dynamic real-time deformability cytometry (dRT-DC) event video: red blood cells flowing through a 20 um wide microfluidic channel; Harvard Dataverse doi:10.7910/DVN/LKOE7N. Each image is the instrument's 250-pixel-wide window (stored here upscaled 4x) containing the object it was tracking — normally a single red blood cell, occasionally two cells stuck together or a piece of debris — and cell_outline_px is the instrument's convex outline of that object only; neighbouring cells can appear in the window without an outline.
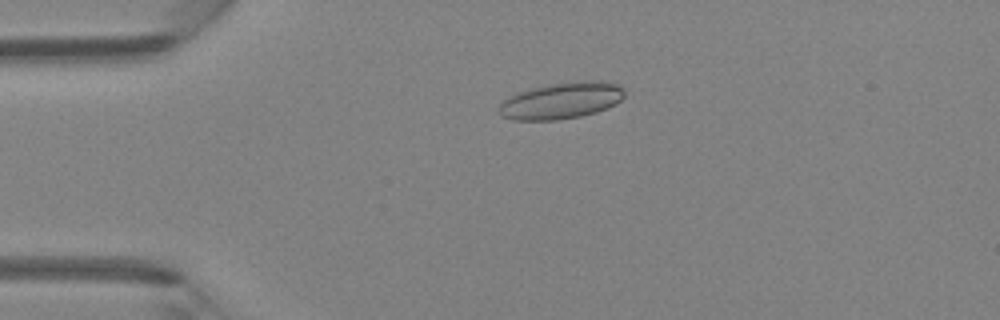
{"species": "Egyptian fruit bat (a non-hibernating species)", "species_latin": "Rousettus aegyptiacus", "temperature_condition": "room temperature", "stored_images_in_passage": 47, "camera_frame_rate_fps": 3000, "um_per_image_px": 0.085, "animal": {"sex": "female"}, "frame": {"image": 1, "passage_image": 11, "time_ms": 3.333, "image_size_px": [1000, 320], "cell_outline_px": [[624, 96], [616, 104], [608, 108], [596, 112], [580, 116], [556, 120], [512, 120], [500, 116], [500, 104], [508, 96], [516, 92], [548, 84], [576, 80], [600, 80], [620, 84], [624, 88]], "centroid_in_image_um": [47.74, 8.53], "position_along_channel_um": 37.3, "area_um2": 27.11}}
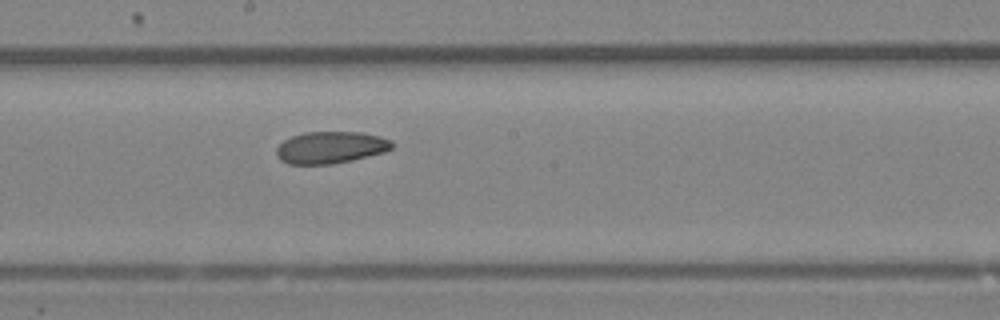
{"frame": {"image": 2, "passage_image": 26, "time_ms": 8.333, "image_size_px": [1000, 320], "cell_outline_px": [[392, 148], [384, 152], [352, 160], [332, 164], [288, 164], [280, 160], [276, 156], [276, 148], [284, 140], [292, 136], [304, 132], [360, 132], [380, 136], [392, 140]], "centroid_in_image_um": [28.08, 12.53], "position_along_channel_um": 220.1, "area_um2": 21.56}}
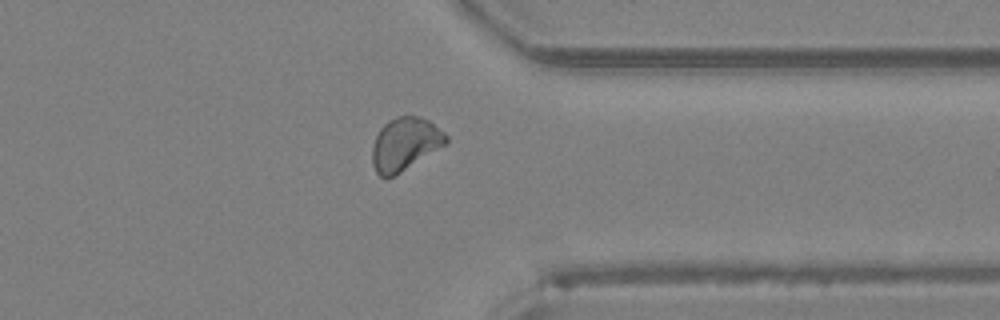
{"frame": {"image": 3, "passage_image": 37, "time_ms": 12.0, "image_size_px": [1000, 320], "cell_outline_px": [[448, 144], [388, 180], [380, 176], [376, 172], [372, 164], [372, 144], [380, 128], [388, 120], [396, 116], [420, 116], [428, 120], [444, 132], [448, 136]], "centroid_in_image_um": [34.42, 12.26], "position_along_channel_um": 377.0, "area_um2": 23.18}}